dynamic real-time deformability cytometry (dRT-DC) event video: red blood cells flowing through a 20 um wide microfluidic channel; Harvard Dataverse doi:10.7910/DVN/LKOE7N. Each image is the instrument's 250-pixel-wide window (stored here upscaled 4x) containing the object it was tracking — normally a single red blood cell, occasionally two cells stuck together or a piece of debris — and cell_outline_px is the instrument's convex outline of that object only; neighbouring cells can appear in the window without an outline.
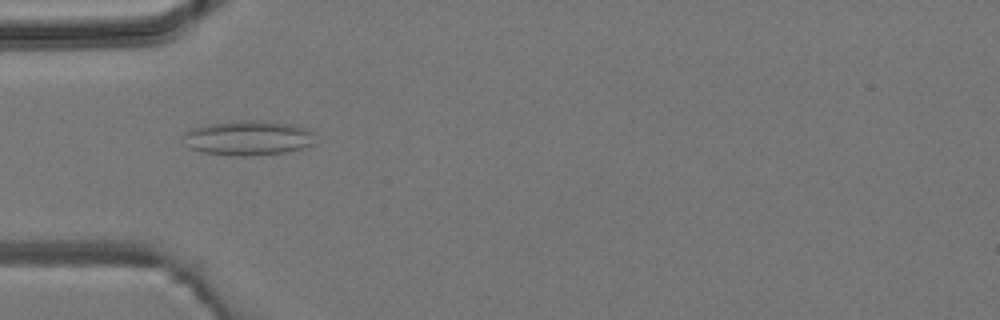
{"species": "common noctule bat (a hibernating species)", "species_latin": "Nyctalus noctula", "temperature_condition": "room temperature", "stored_images_in_passage": 1, "camera_frame_rate_fps": 3000, "um_per_image_px": 0.085, "animal": {"sex": "male", "body_mass_g": 19.2, "forearm_length_mm": 51.8}, "frame": {"image": 1, "passage_image": 1, "time_ms": 0.0, "image_size_px": [1000, 320], "cell_outline_px": [[312, 144], [300, 148], [284, 152], [244, 156], [236, 156], [200, 152], [192, 148], [180, 136], [184, 132], [192, 128], [212, 124], [244, 120], [260, 120], [292, 124], [304, 128], [312, 132]], "centroid_in_image_um": [21.04, 11.72], "position_along_channel_um": 64.0, "area_um2": 26.24}}